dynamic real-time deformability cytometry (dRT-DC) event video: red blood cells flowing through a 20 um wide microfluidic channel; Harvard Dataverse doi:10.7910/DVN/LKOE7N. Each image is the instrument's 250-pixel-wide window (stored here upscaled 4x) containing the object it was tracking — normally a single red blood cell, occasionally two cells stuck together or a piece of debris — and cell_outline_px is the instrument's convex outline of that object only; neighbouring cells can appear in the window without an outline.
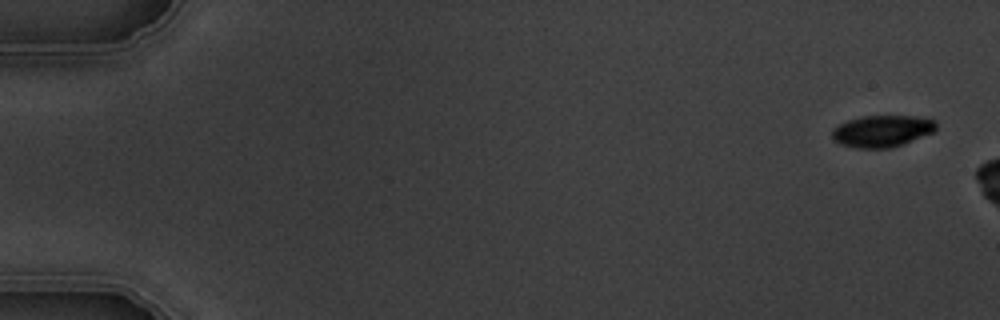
{"species": "common noctule bat (a hibernating species)", "species_latin": "Nyctalus noctula", "temperature_condition": "warm", "stored_images_in_passage": 3, "camera_frame_rate_fps": 3000, "um_per_image_px": 0.085, "animal": {"sex": "male", "body_mass_g": 19.5, "forearm_length_mm": 54.6}, "frame": {"image": 1, "passage_image": 1, "time_ms": 0.0, "image_size_px": [1000, 320], "cell_outline_px": [[936, 128], [932, 132], [892, 148], [856, 148], [840, 144], [832, 140], [832, 128], [848, 120], [864, 116], [912, 116], [936, 120]], "centroid_in_image_um": [74.93, 11.15], "position_along_channel_um": 10.1, "area_um2": 19.13}}